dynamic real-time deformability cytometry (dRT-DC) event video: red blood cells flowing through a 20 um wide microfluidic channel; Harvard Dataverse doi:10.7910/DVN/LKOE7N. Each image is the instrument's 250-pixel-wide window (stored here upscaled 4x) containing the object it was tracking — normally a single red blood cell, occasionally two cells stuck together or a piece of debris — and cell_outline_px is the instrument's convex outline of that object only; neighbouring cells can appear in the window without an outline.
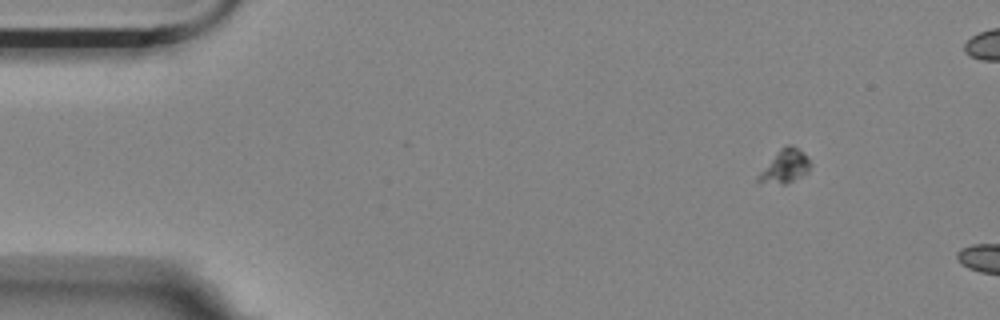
{"species": "Egyptian fruit bat (a non-hibernating species)", "species_latin": "Rousettus aegyptiacus", "temperature_condition": "room temperature", "stored_images_in_passage": 11, "camera_frame_rate_fps": 3000, "um_per_image_px": 0.085, "animal": {"sex": "female"}, "frame": {"image": 1, "passage_image": 7, "time_ms": 2.0, "image_size_px": [1000, 320], "cell_outline_px": [[812, 164], [808, 172], [788, 184], [780, 184], [756, 180], [756, 176], [780, 148], [788, 144], [792, 144], [804, 152], [808, 156]], "centroid_in_image_um": [66.77, 14.11], "position_along_channel_um": 18.2, "area_um2": 10.17}}